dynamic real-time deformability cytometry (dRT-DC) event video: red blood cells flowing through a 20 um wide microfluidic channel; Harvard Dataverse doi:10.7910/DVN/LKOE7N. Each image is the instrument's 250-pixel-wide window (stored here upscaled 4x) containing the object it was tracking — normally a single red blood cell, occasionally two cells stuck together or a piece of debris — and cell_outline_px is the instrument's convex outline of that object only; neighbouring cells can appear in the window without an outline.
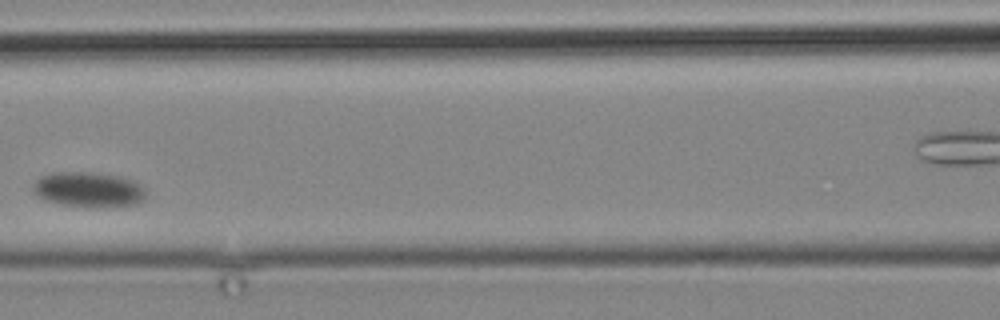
{"species": "common noctule bat (a hibernating species)", "species_latin": "Nyctalus noctula", "temperature_condition": "cold", "stored_images_in_passage": 12, "camera_frame_rate_fps": 3000, "um_per_image_px": 0.085, "animal": {"sex": "male", "body_mass_g": 19.2, "forearm_length_mm": 51.8}, "frame": {"image": 1, "passage_image": 9, "time_ms": 9.333, "image_size_px": [1000, 320], "cell_outline_px": [[144, 200], [136, 204], [100, 208], [96, 208], [60, 204], [44, 200], [36, 196], [32, 192], [32, 184], [40, 176], [52, 172], [88, 172], [120, 176], [132, 180], [140, 184], [144, 188]], "centroid_in_image_um": [7.48, 16.12], "position_along_channel_um": 159.1, "area_um2": 23.47}}